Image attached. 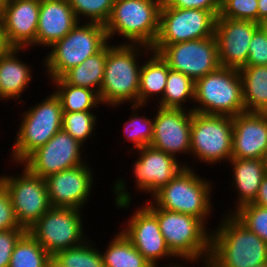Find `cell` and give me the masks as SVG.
<instances>
[{
	"label": "cell",
	"instance_id": "cell-7",
	"mask_svg": "<svg viewBox=\"0 0 267 267\" xmlns=\"http://www.w3.org/2000/svg\"><path fill=\"white\" fill-rule=\"evenodd\" d=\"M193 112L236 116L245 112L239 70L220 66L195 81Z\"/></svg>",
	"mask_w": 267,
	"mask_h": 267
},
{
	"label": "cell",
	"instance_id": "cell-20",
	"mask_svg": "<svg viewBox=\"0 0 267 267\" xmlns=\"http://www.w3.org/2000/svg\"><path fill=\"white\" fill-rule=\"evenodd\" d=\"M40 0H12L0 8L3 36L9 48L36 46Z\"/></svg>",
	"mask_w": 267,
	"mask_h": 267
},
{
	"label": "cell",
	"instance_id": "cell-29",
	"mask_svg": "<svg viewBox=\"0 0 267 267\" xmlns=\"http://www.w3.org/2000/svg\"><path fill=\"white\" fill-rule=\"evenodd\" d=\"M101 252L105 267H153L122 231Z\"/></svg>",
	"mask_w": 267,
	"mask_h": 267
},
{
	"label": "cell",
	"instance_id": "cell-28",
	"mask_svg": "<svg viewBox=\"0 0 267 267\" xmlns=\"http://www.w3.org/2000/svg\"><path fill=\"white\" fill-rule=\"evenodd\" d=\"M51 83H54V93L61 101L63 113L92 112L94 108L102 105L99 94L92 89L72 86L61 77L52 80Z\"/></svg>",
	"mask_w": 267,
	"mask_h": 267
},
{
	"label": "cell",
	"instance_id": "cell-44",
	"mask_svg": "<svg viewBox=\"0 0 267 267\" xmlns=\"http://www.w3.org/2000/svg\"><path fill=\"white\" fill-rule=\"evenodd\" d=\"M9 47L5 43V39L3 36V30H2V23H1V18H0V54L5 52Z\"/></svg>",
	"mask_w": 267,
	"mask_h": 267
},
{
	"label": "cell",
	"instance_id": "cell-5",
	"mask_svg": "<svg viewBox=\"0 0 267 267\" xmlns=\"http://www.w3.org/2000/svg\"><path fill=\"white\" fill-rule=\"evenodd\" d=\"M189 165L167 185L157 191L150 200L158 207L172 212L189 214L201 219L206 225L213 213L212 185ZM212 211V212H211Z\"/></svg>",
	"mask_w": 267,
	"mask_h": 267
},
{
	"label": "cell",
	"instance_id": "cell-21",
	"mask_svg": "<svg viewBox=\"0 0 267 267\" xmlns=\"http://www.w3.org/2000/svg\"><path fill=\"white\" fill-rule=\"evenodd\" d=\"M232 119V158L262 159L267 149V113L244 112Z\"/></svg>",
	"mask_w": 267,
	"mask_h": 267
},
{
	"label": "cell",
	"instance_id": "cell-46",
	"mask_svg": "<svg viewBox=\"0 0 267 267\" xmlns=\"http://www.w3.org/2000/svg\"><path fill=\"white\" fill-rule=\"evenodd\" d=\"M187 262H185V264L183 265L182 263H177V262H171V263H168V264H165L164 267H188L186 265ZM180 264V265H179ZM201 267H209L208 263H203V265Z\"/></svg>",
	"mask_w": 267,
	"mask_h": 267
},
{
	"label": "cell",
	"instance_id": "cell-12",
	"mask_svg": "<svg viewBox=\"0 0 267 267\" xmlns=\"http://www.w3.org/2000/svg\"><path fill=\"white\" fill-rule=\"evenodd\" d=\"M170 69L182 72L194 82L221 65L215 36L170 45H153Z\"/></svg>",
	"mask_w": 267,
	"mask_h": 267
},
{
	"label": "cell",
	"instance_id": "cell-47",
	"mask_svg": "<svg viewBox=\"0 0 267 267\" xmlns=\"http://www.w3.org/2000/svg\"><path fill=\"white\" fill-rule=\"evenodd\" d=\"M260 28L265 32L267 35V18L263 19L260 23Z\"/></svg>",
	"mask_w": 267,
	"mask_h": 267
},
{
	"label": "cell",
	"instance_id": "cell-17",
	"mask_svg": "<svg viewBox=\"0 0 267 267\" xmlns=\"http://www.w3.org/2000/svg\"><path fill=\"white\" fill-rule=\"evenodd\" d=\"M132 214L126 226L120 228L145 259L153 267H159L162 258L176 260L160 231L157 217L145 205L141 209L137 207Z\"/></svg>",
	"mask_w": 267,
	"mask_h": 267
},
{
	"label": "cell",
	"instance_id": "cell-26",
	"mask_svg": "<svg viewBox=\"0 0 267 267\" xmlns=\"http://www.w3.org/2000/svg\"><path fill=\"white\" fill-rule=\"evenodd\" d=\"M239 74L245 112L267 113V66H245Z\"/></svg>",
	"mask_w": 267,
	"mask_h": 267
},
{
	"label": "cell",
	"instance_id": "cell-40",
	"mask_svg": "<svg viewBox=\"0 0 267 267\" xmlns=\"http://www.w3.org/2000/svg\"><path fill=\"white\" fill-rule=\"evenodd\" d=\"M26 229L0 230V267H9L11 254Z\"/></svg>",
	"mask_w": 267,
	"mask_h": 267
},
{
	"label": "cell",
	"instance_id": "cell-43",
	"mask_svg": "<svg viewBox=\"0 0 267 267\" xmlns=\"http://www.w3.org/2000/svg\"><path fill=\"white\" fill-rule=\"evenodd\" d=\"M267 18V0H258V23Z\"/></svg>",
	"mask_w": 267,
	"mask_h": 267
},
{
	"label": "cell",
	"instance_id": "cell-3",
	"mask_svg": "<svg viewBox=\"0 0 267 267\" xmlns=\"http://www.w3.org/2000/svg\"><path fill=\"white\" fill-rule=\"evenodd\" d=\"M148 200L145 206L157 217L165 242L177 259L208 263L212 229L209 232L206 224L195 216L158 208Z\"/></svg>",
	"mask_w": 267,
	"mask_h": 267
},
{
	"label": "cell",
	"instance_id": "cell-18",
	"mask_svg": "<svg viewBox=\"0 0 267 267\" xmlns=\"http://www.w3.org/2000/svg\"><path fill=\"white\" fill-rule=\"evenodd\" d=\"M156 111L150 146L176 159L182 153L190 155L192 111L161 107Z\"/></svg>",
	"mask_w": 267,
	"mask_h": 267
},
{
	"label": "cell",
	"instance_id": "cell-39",
	"mask_svg": "<svg viewBox=\"0 0 267 267\" xmlns=\"http://www.w3.org/2000/svg\"><path fill=\"white\" fill-rule=\"evenodd\" d=\"M24 229L15 216L12 201L5 185L0 181V230Z\"/></svg>",
	"mask_w": 267,
	"mask_h": 267
},
{
	"label": "cell",
	"instance_id": "cell-41",
	"mask_svg": "<svg viewBox=\"0 0 267 267\" xmlns=\"http://www.w3.org/2000/svg\"><path fill=\"white\" fill-rule=\"evenodd\" d=\"M170 7L201 9L211 11L216 17L220 14L221 0H164Z\"/></svg>",
	"mask_w": 267,
	"mask_h": 267
},
{
	"label": "cell",
	"instance_id": "cell-27",
	"mask_svg": "<svg viewBox=\"0 0 267 267\" xmlns=\"http://www.w3.org/2000/svg\"><path fill=\"white\" fill-rule=\"evenodd\" d=\"M108 43L80 65L66 71L61 78L72 86L85 87L100 93L107 59Z\"/></svg>",
	"mask_w": 267,
	"mask_h": 267
},
{
	"label": "cell",
	"instance_id": "cell-9",
	"mask_svg": "<svg viewBox=\"0 0 267 267\" xmlns=\"http://www.w3.org/2000/svg\"><path fill=\"white\" fill-rule=\"evenodd\" d=\"M232 140V116L205 115L192 111L190 154L195 160L206 166L228 162L232 158Z\"/></svg>",
	"mask_w": 267,
	"mask_h": 267
},
{
	"label": "cell",
	"instance_id": "cell-16",
	"mask_svg": "<svg viewBox=\"0 0 267 267\" xmlns=\"http://www.w3.org/2000/svg\"><path fill=\"white\" fill-rule=\"evenodd\" d=\"M91 163L50 174L45 178L51 207L84 209L94 187ZM91 168V169H90Z\"/></svg>",
	"mask_w": 267,
	"mask_h": 267
},
{
	"label": "cell",
	"instance_id": "cell-33",
	"mask_svg": "<svg viewBox=\"0 0 267 267\" xmlns=\"http://www.w3.org/2000/svg\"><path fill=\"white\" fill-rule=\"evenodd\" d=\"M93 240L87 239L83 244L58 252L55 257L64 267H105L101 250Z\"/></svg>",
	"mask_w": 267,
	"mask_h": 267
},
{
	"label": "cell",
	"instance_id": "cell-30",
	"mask_svg": "<svg viewBox=\"0 0 267 267\" xmlns=\"http://www.w3.org/2000/svg\"><path fill=\"white\" fill-rule=\"evenodd\" d=\"M194 90L195 82L191 78L182 72L169 69L165 91L157 107L193 111V108H187L185 103H194Z\"/></svg>",
	"mask_w": 267,
	"mask_h": 267
},
{
	"label": "cell",
	"instance_id": "cell-24",
	"mask_svg": "<svg viewBox=\"0 0 267 267\" xmlns=\"http://www.w3.org/2000/svg\"><path fill=\"white\" fill-rule=\"evenodd\" d=\"M232 167V187L237 192V201L234 210H226V214H232L242 205L252 203L259 191L263 178L267 174L262 159H235L228 161ZM236 188V189H235ZM239 192V193H238ZM237 203V204H236Z\"/></svg>",
	"mask_w": 267,
	"mask_h": 267
},
{
	"label": "cell",
	"instance_id": "cell-14",
	"mask_svg": "<svg viewBox=\"0 0 267 267\" xmlns=\"http://www.w3.org/2000/svg\"><path fill=\"white\" fill-rule=\"evenodd\" d=\"M82 147V148H81ZM85 146L60 129L45 145L37 148L21 164L33 175L46 178L50 174L86 163L81 153Z\"/></svg>",
	"mask_w": 267,
	"mask_h": 267
},
{
	"label": "cell",
	"instance_id": "cell-13",
	"mask_svg": "<svg viewBox=\"0 0 267 267\" xmlns=\"http://www.w3.org/2000/svg\"><path fill=\"white\" fill-rule=\"evenodd\" d=\"M216 19L211 11L174 8L163 0L159 34L154 45H170L214 36Z\"/></svg>",
	"mask_w": 267,
	"mask_h": 267
},
{
	"label": "cell",
	"instance_id": "cell-50",
	"mask_svg": "<svg viewBox=\"0 0 267 267\" xmlns=\"http://www.w3.org/2000/svg\"><path fill=\"white\" fill-rule=\"evenodd\" d=\"M254 267H267V263L262 264V265H257V266H254Z\"/></svg>",
	"mask_w": 267,
	"mask_h": 267
},
{
	"label": "cell",
	"instance_id": "cell-42",
	"mask_svg": "<svg viewBox=\"0 0 267 267\" xmlns=\"http://www.w3.org/2000/svg\"><path fill=\"white\" fill-rule=\"evenodd\" d=\"M252 203L267 208V174L263 178L258 194Z\"/></svg>",
	"mask_w": 267,
	"mask_h": 267
},
{
	"label": "cell",
	"instance_id": "cell-10",
	"mask_svg": "<svg viewBox=\"0 0 267 267\" xmlns=\"http://www.w3.org/2000/svg\"><path fill=\"white\" fill-rule=\"evenodd\" d=\"M82 211L76 208L51 207L27 231L48 252H58L83 244L85 236Z\"/></svg>",
	"mask_w": 267,
	"mask_h": 267
},
{
	"label": "cell",
	"instance_id": "cell-6",
	"mask_svg": "<svg viewBox=\"0 0 267 267\" xmlns=\"http://www.w3.org/2000/svg\"><path fill=\"white\" fill-rule=\"evenodd\" d=\"M85 23V24H84ZM105 25L78 22L62 39L54 43L44 57L43 67L51 80L60 78L72 67L98 53L108 43Z\"/></svg>",
	"mask_w": 267,
	"mask_h": 267
},
{
	"label": "cell",
	"instance_id": "cell-35",
	"mask_svg": "<svg viewBox=\"0 0 267 267\" xmlns=\"http://www.w3.org/2000/svg\"><path fill=\"white\" fill-rule=\"evenodd\" d=\"M114 1L115 0H68L79 22L83 20V18H86V22H94L102 25H105L109 20Z\"/></svg>",
	"mask_w": 267,
	"mask_h": 267
},
{
	"label": "cell",
	"instance_id": "cell-48",
	"mask_svg": "<svg viewBox=\"0 0 267 267\" xmlns=\"http://www.w3.org/2000/svg\"><path fill=\"white\" fill-rule=\"evenodd\" d=\"M262 160H263V165H264V167H265V171H266V173H267V149L265 150V153H264V155H263Z\"/></svg>",
	"mask_w": 267,
	"mask_h": 267
},
{
	"label": "cell",
	"instance_id": "cell-36",
	"mask_svg": "<svg viewBox=\"0 0 267 267\" xmlns=\"http://www.w3.org/2000/svg\"><path fill=\"white\" fill-rule=\"evenodd\" d=\"M232 215L267 243V208L248 203L236 209Z\"/></svg>",
	"mask_w": 267,
	"mask_h": 267
},
{
	"label": "cell",
	"instance_id": "cell-38",
	"mask_svg": "<svg viewBox=\"0 0 267 267\" xmlns=\"http://www.w3.org/2000/svg\"><path fill=\"white\" fill-rule=\"evenodd\" d=\"M245 66H267V35L259 27L249 44V54Z\"/></svg>",
	"mask_w": 267,
	"mask_h": 267
},
{
	"label": "cell",
	"instance_id": "cell-37",
	"mask_svg": "<svg viewBox=\"0 0 267 267\" xmlns=\"http://www.w3.org/2000/svg\"><path fill=\"white\" fill-rule=\"evenodd\" d=\"M219 15L223 18L258 23V0H221Z\"/></svg>",
	"mask_w": 267,
	"mask_h": 267
},
{
	"label": "cell",
	"instance_id": "cell-4",
	"mask_svg": "<svg viewBox=\"0 0 267 267\" xmlns=\"http://www.w3.org/2000/svg\"><path fill=\"white\" fill-rule=\"evenodd\" d=\"M163 0H115L105 24L108 41L116 35L123 44L153 47L159 34L160 8ZM129 40V41H128Z\"/></svg>",
	"mask_w": 267,
	"mask_h": 267
},
{
	"label": "cell",
	"instance_id": "cell-11",
	"mask_svg": "<svg viewBox=\"0 0 267 267\" xmlns=\"http://www.w3.org/2000/svg\"><path fill=\"white\" fill-rule=\"evenodd\" d=\"M18 165L23 169L20 175H0V181L9 192L19 225L28 230L51 208V204L45 178L33 175L22 164Z\"/></svg>",
	"mask_w": 267,
	"mask_h": 267
},
{
	"label": "cell",
	"instance_id": "cell-49",
	"mask_svg": "<svg viewBox=\"0 0 267 267\" xmlns=\"http://www.w3.org/2000/svg\"><path fill=\"white\" fill-rule=\"evenodd\" d=\"M12 0H0V8L6 4H8L9 2H11Z\"/></svg>",
	"mask_w": 267,
	"mask_h": 267
},
{
	"label": "cell",
	"instance_id": "cell-1",
	"mask_svg": "<svg viewBox=\"0 0 267 267\" xmlns=\"http://www.w3.org/2000/svg\"><path fill=\"white\" fill-rule=\"evenodd\" d=\"M142 44L118 45L108 42L107 59L99 97L102 105L116 109L125 102L138 104L139 79L142 62L140 58L151 52ZM143 52V53H142ZM146 53V54H145ZM143 54V56H142ZM141 56V57H140ZM138 59V60H137ZM116 107V108H115Z\"/></svg>",
	"mask_w": 267,
	"mask_h": 267
},
{
	"label": "cell",
	"instance_id": "cell-22",
	"mask_svg": "<svg viewBox=\"0 0 267 267\" xmlns=\"http://www.w3.org/2000/svg\"><path fill=\"white\" fill-rule=\"evenodd\" d=\"M78 22L68 0H40L36 46L49 49L65 37Z\"/></svg>",
	"mask_w": 267,
	"mask_h": 267
},
{
	"label": "cell",
	"instance_id": "cell-15",
	"mask_svg": "<svg viewBox=\"0 0 267 267\" xmlns=\"http://www.w3.org/2000/svg\"><path fill=\"white\" fill-rule=\"evenodd\" d=\"M138 158L133 165V174L137 192L141 191L151 194L152 197L163 186L174 179L180 171L189 163L180 162L175 157L155 149L151 146H145L136 149Z\"/></svg>",
	"mask_w": 267,
	"mask_h": 267
},
{
	"label": "cell",
	"instance_id": "cell-25",
	"mask_svg": "<svg viewBox=\"0 0 267 267\" xmlns=\"http://www.w3.org/2000/svg\"><path fill=\"white\" fill-rule=\"evenodd\" d=\"M150 54L149 58L145 56L147 58L142 62L140 70L138 105L147 106L148 101L155 100L153 96H157L156 101L159 102L166 87L170 69L168 63L159 53L151 51Z\"/></svg>",
	"mask_w": 267,
	"mask_h": 267
},
{
	"label": "cell",
	"instance_id": "cell-31",
	"mask_svg": "<svg viewBox=\"0 0 267 267\" xmlns=\"http://www.w3.org/2000/svg\"><path fill=\"white\" fill-rule=\"evenodd\" d=\"M50 257L27 231L16 243L9 267H45Z\"/></svg>",
	"mask_w": 267,
	"mask_h": 267
},
{
	"label": "cell",
	"instance_id": "cell-8",
	"mask_svg": "<svg viewBox=\"0 0 267 267\" xmlns=\"http://www.w3.org/2000/svg\"><path fill=\"white\" fill-rule=\"evenodd\" d=\"M31 106L21 117L16 139L11 150L12 163L21 164L37 148L45 145L62 129L63 110L54 93Z\"/></svg>",
	"mask_w": 267,
	"mask_h": 267
},
{
	"label": "cell",
	"instance_id": "cell-32",
	"mask_svg": "<svg viewBox=\"0 0 267 267\" xmlns=\"http://www.w3.org/2000/svg\"><path fill=\"white\" fill-rule=\"evenodd\" d=\"M133 111L131 117L124 123L123 134L126 136L125 140H129L133 144V148L139 149L145 146H150L153 131H154V117L141 116L139 108H144L145 105H130ZM138 111V112H137Z\"/></svg>",
	"mask_w": 267,
	"mask_h": 267
},
{
	"label": "cell",
	"instance_id": "cell-23",
	"mask_svg": "<svg viewBox=\"0 0 267 267\" xmlns=\"http://www.w3.org/2000/svg\"><path fill=\"white\" fill-rule=\"evenodd\" d=\"M27 48H8L0 54V101L18 100L31 83L32 67L19 58Z\"/></svg>",
	"mask_w": 267,
	"mask_h": 267
},
{
	"label": "cell",
	"instance_id": "cell-19",
	"mask_svg": "<svg viewBox=\"0 0 267 267\" xmlns=\"http://www.w3.org/2000/svg\"><path fill=\"white\" fill-rule=\"evenodd\" d=\"M259 23L247 20H237L217 16L215 23V38L220 65L240 70L245 67L249 44Z\"/></svg>",
	"mask_w": 267,
	"mask_h": 267
},
{
	"label": "cell",
	"instance_id": "cell-2",
	"mask_svg": "<svg viewBox=\"0 0 267 267\" xmlns=\"http://www.w3.org/2000/svg\"><path fill=\"white\" fill-rule=\"evenodd\" d=\"M211 231L209 267H254L267 263V243L232 214Z\"/></svg>",
	"mask_w": 267,
	"mask_h": 267
},
{
	"label": "cell",
	"instance_id": "cell-45",
	"mask_svg": "<svg viewBox=\"0 0 267 267\" xmlns=\"http://www.w3.org/2000/svg\"><path fill=\"white\" fill-rule=\"evenodd\" d=\"M45 267H64V266L55 256H51L49 260L47 261Z\"/></svg>",
	"mask_w": 267,
	"mask_h": 267
},
{
	"label": "cell",
	"instance_id": "cell-34",
	"mask_svg": "<svg viewBox=\"0 0 267 267\" xmlns=\"http://www.w3.org/2000/svg\"><path fill=\"white\" fill-rule=\"evenodd\" d=\"M95 112H68L63 113L62 129L83 146L92 137L97 125Z\"/></svg>",
	"mask_w": 267,
	"mask_h": 267
}]
</instances>
